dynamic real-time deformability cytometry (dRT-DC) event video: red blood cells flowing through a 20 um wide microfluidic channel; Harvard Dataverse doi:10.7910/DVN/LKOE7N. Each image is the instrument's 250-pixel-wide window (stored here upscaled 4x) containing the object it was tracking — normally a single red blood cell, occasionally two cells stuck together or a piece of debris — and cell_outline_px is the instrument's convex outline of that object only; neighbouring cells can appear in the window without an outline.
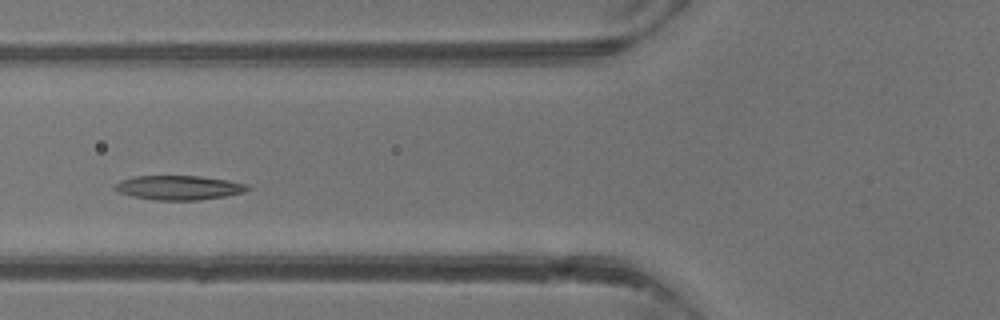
{"species": "common noctule bat (a hibernating species)", "species_latin": "Nyctalus noctula", "temperature_condition": "warm", "stored_images_in_passage": 3, "camera_frame_rate_fps": 3000, "um_per_image_px": 0.085, "animal": {"sex": "male", "body_mass_g": 13.3}, "frame": {"image": 1, "passage_image": 3, "time_ms": 2.333, "image_size_px": [1000, 320], "cell_outline_px": [[252, 188], [244, 192], [224, 196], [200, 200], [152, 200], [132, 196], [120, 192], [112, 188], [120, 180], [136, 176], [200, 176], [228, 180], [248, 184]], "centroid_in_image_um": [15.22, 15.95], "position_along_channel_um": 110.6, "area_um2": 18.84}}